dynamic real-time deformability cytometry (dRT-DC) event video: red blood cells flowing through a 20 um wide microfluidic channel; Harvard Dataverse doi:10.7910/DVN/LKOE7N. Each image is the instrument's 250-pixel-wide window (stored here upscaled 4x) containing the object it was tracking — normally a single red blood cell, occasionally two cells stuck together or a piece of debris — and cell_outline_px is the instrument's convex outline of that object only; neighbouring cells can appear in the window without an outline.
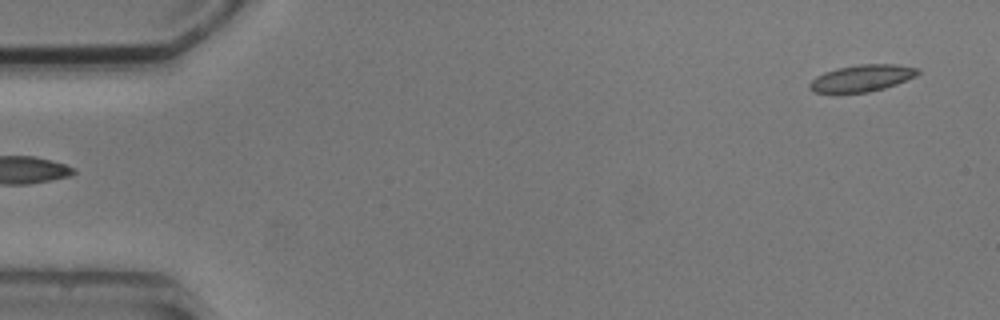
{"species": "common noctule bat (a hibernating species)", "species_latin": "Nyctalus noctula", "temperature_condition": "cold", "stored_images_in_passage": 6, "segment_of_instrument_passage": [2, 2], "camera_frame_rate_fps": 3000, "um_per_image_px": 0.085, "animal": {"sex": "male", "body_mass_g": 20.5, "forearm_length_mm": 52.5}, "frame": {"image": 1, "passage_image": 6, "time_ms": 5.667, "image_size_px": [1000, 320], "cell_outline_px": [[920, 72], [916, 76], [896, 84], [884, 88], [868, 92], [836, 96], [812, 92], [808, 88], [808, 84], [816, 76], [824, 72], [836, 68], [860, 64], [896, 64], [920, 68]], "centroid_in_image_um": [73.17, 6.69], "position_along_channel_um": 11.8, "area_um2": 17.69}}